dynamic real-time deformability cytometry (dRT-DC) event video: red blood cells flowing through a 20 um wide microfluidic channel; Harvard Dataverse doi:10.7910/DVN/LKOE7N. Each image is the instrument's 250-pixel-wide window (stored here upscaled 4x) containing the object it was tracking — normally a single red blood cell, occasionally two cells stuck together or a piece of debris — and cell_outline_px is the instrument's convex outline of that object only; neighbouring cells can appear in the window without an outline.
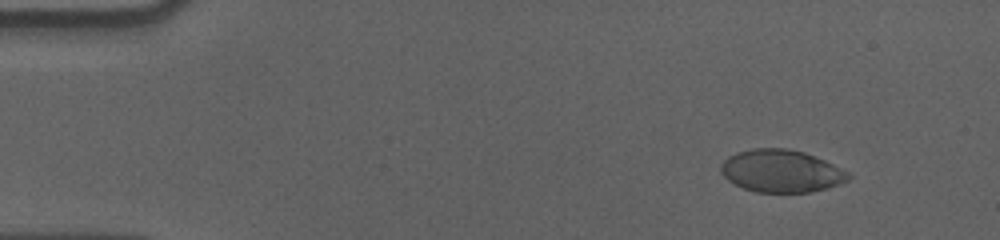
{"species": "human", "species_latin": "Homo sapiens", "temperature_condition": "cold", "stored_images_in_passage": 57, "camera_frame_rate_fps": 3000, "um_per_image_px": 0.085, "donor": {"sex": "male"}, "frame": {"image": 1, "passage_image": 6, "time_ms": 1.667, "image_size_px": [1000, 240], "cell_outline_px": [[852, 176], [848, 180], [840, 184], [808, 192], [756, 192], [744, 188], [728, 180], [720, 172], [720, 164], [728, 156], [736, 152], [752, 148], [788, 148], [804, 152], [824, 160], [848, 172]], "centroid_in_image_um": [66.38, 14.52], "position_along_channel_um": 18.6, "area_um2": 31.5}}
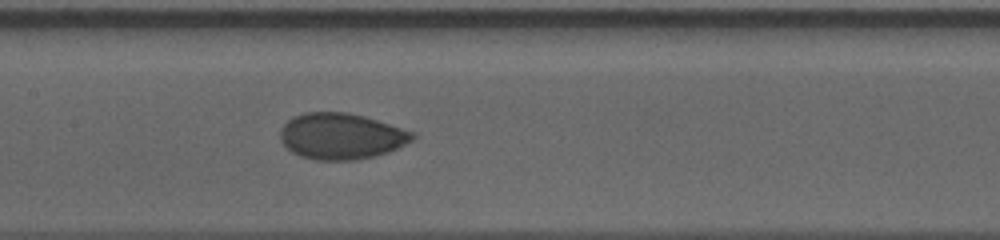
{"frame": {"image": 2, "passage_image": 28, "time_ms": 9.0, "image_size_px": [1000, 240], "cell_outline_px": [[416, 136], [412, 140], [388, 152], [376, 156], [356, 160], [316, 160], [300, 156], [292, 152], [280, 140], [280, 128], [292, 116], [304, 112], [348, 112], [364, 116], [416, 132]], "centroid_in_image_um": [28.99, 11.57], "position_along_channel_um": 178.4, "area_um2": 35.72}}
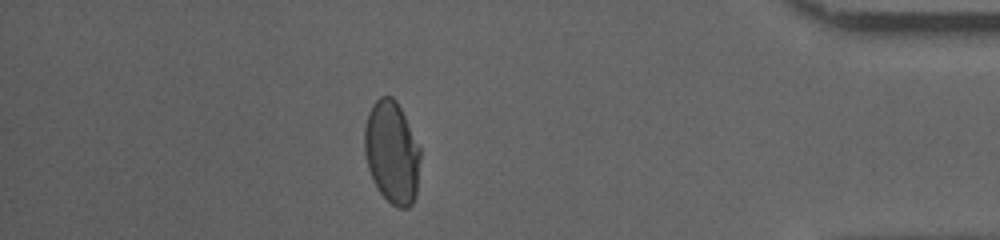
{"frame": {"image": 3, "passage_image": 50, "time_ms": 16.333, "image_size_px": [1000, 240], "cell_outline_px": [[420, 156], [416, 196], [412, 204], [408, 208], [396, 208], [380, 192], [368, 168], [364, 152], [364, 128], [368, 112], [372, 104], [380, 96], [392, 96], [396, 100], [420, 148]], "centroid_in_image_um": [33.3, 12.94], "position_along_channel_um": 401.9, "area_um2": 33.18}, "authors_computed_cell_mechanics": {"area_um2": 34.2754, "velocity_mm_per_s": 3.5839, "shape_relaxation_time_tau1_ms": 6.0636, "shape_relaxation_time_tau2_ms": null, "deformation_change_tau1": 0.1325, "deformation_change_tau2": null}}